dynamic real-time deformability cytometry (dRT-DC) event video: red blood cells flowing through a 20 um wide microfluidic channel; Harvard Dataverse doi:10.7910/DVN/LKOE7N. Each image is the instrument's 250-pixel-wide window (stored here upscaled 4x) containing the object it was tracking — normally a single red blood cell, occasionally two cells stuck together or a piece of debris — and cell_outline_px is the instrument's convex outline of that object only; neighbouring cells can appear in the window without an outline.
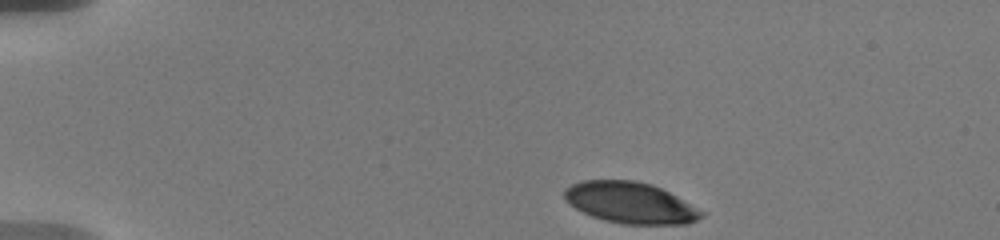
{"species": "human", "species_latin": "Homo sapiens", "temperature_condition": "warm", "stored_images_in_passage": 7, "camera_frame_rate_fps": 3000, "um_per_image_px": 0.085, "donor": {"sex": "male"}, "frame": {"image": 1, "passage_image": 1, "time_ms": 0.0, "image_size_px": [1000, 240], "cell_outline_px": [[704, 216], [688, 224], [624, 224], [604, 220], [592, 216], [568, 204], [564, 200], [564, 188], [580, 180], [632, 180], [652, 184], [676, 196], [704, 212]], "centroid_in_image_um": [53.54, 17.23], "position_along_channel_um": 31.5, "area_um2": 32.83}}
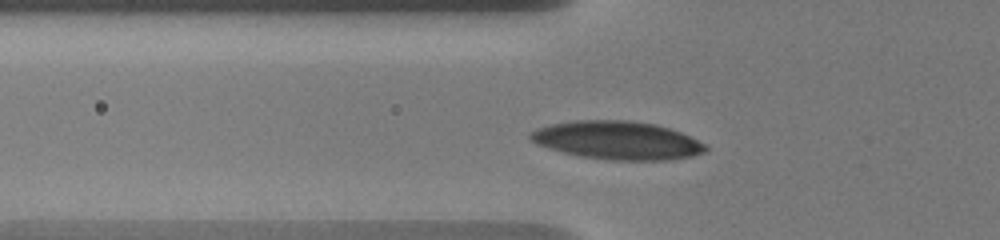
{"frame": {"image": 2, "passage_image": 5, "time_ms": 3.333, "image_size_px": [1000, 240], "cell_outline_px": [[708, 148], [704, 152], [692, 156], [664, 160], [612, 160], [580, 156], [564, 152], [536, 144], [528, 136], [532, 132], [540, 128], [552, 124], [572, 120], [628, 120], [656, 124], [680, 132], [704, 144]], "centroid_in_image_um": [52.47, 11.92], "position_along_channel_um": 73.3, "area_um2": 38.61}}
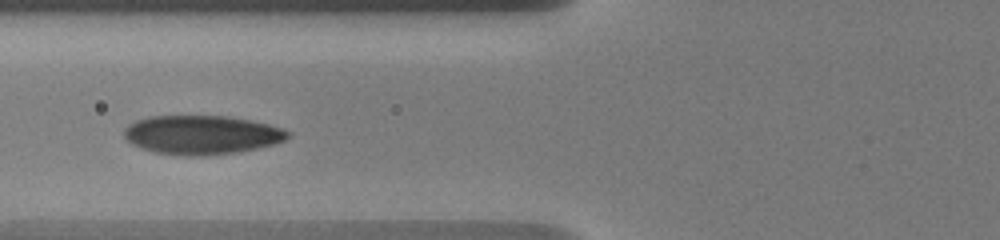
{"frame": {"image": 3, "passage_image": 6, "time_ms": 4.333, "image_size_px": [1000, 240], "cell_outline_px": [[292, 136], [284, 140], [272, 144], [256, 148], [236, 152], [204, 156], [184, 156], [156, 152], [132, 144], [124, 136], [124, 128], [128, 124], [136, 120], [148, 116], [228, 116], [252, 120], [284, 128], [292, 132]], "centroid_in_image_um": [17.17, 11.45], "position_along_channel_um": 108.6, "area_um2": 37.28}}